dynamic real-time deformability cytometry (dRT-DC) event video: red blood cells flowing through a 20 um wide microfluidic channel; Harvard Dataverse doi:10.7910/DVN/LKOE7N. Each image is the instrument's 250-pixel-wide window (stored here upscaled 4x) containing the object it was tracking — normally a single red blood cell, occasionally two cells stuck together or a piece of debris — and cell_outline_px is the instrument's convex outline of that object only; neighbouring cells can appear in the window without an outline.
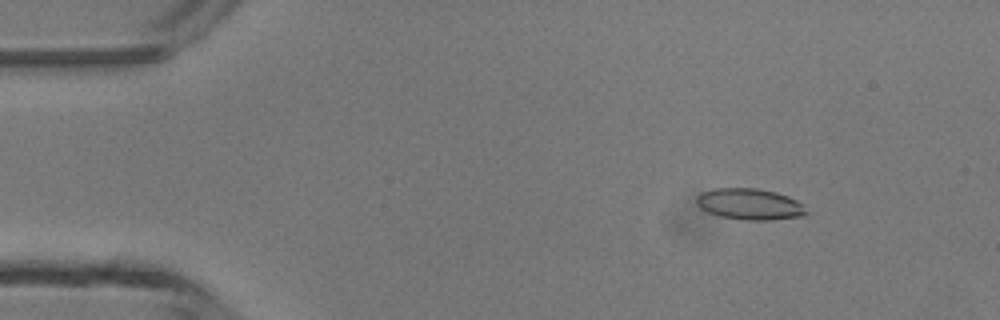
{"species": "common noctule bat (a hibernating species)", "species_latin": "Nyctalus noctula", "temperature_condition": "room temperature", "stored_images_in_passage": 47, "camera_frame_rate_fps": 3000, "um_per_image_px": 0.085, "animal": {"sex": "male", "body_mass_g": 13.3}, "frame": {"image": 1, "passage_image": 6, "time_ms": 1.667, "image_size_px": [1000, 320], "cell_outline_px": [[808, 212], [804, 216], [772, 220], [744, 220], [720, 216], [708, 212], [700, 208], [696, 200], [696, 196], [700, 192], [716, 188], [756, 188], [776, 192], [788, 196], [804, 204]], "centroid_in_image_um": [63.75, 17.35], "position_along_channel_um": 21.3, "area_um2": 20.17}}
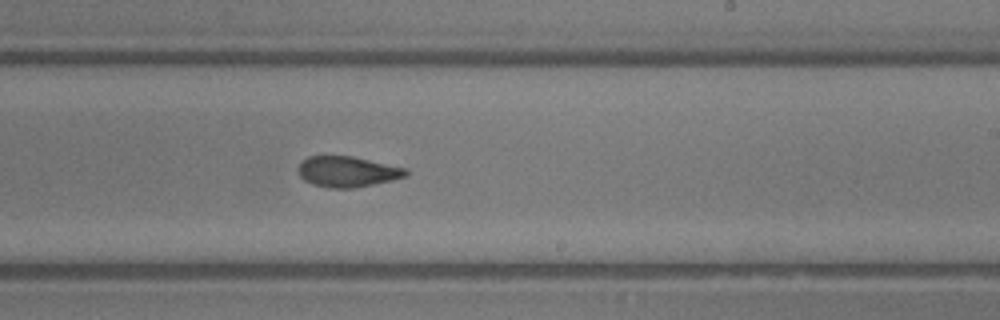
{"frame": {"image": 2, "passage_image": 28, "time_ms": 9.0, "image_size_px": [1000, 320], "cell_outline_px": [[408, 176], [392, 180], [352, 188], [328, 188], [312, 184], [304, 180], [300, 176], [296, 168], [300, 160], [308, 156], [352, 156], [408, 168]], "centroid_in_image_um": [29.5, 14.58], "position_along_channel_um": 259.5, "area_um2": 19.48}}
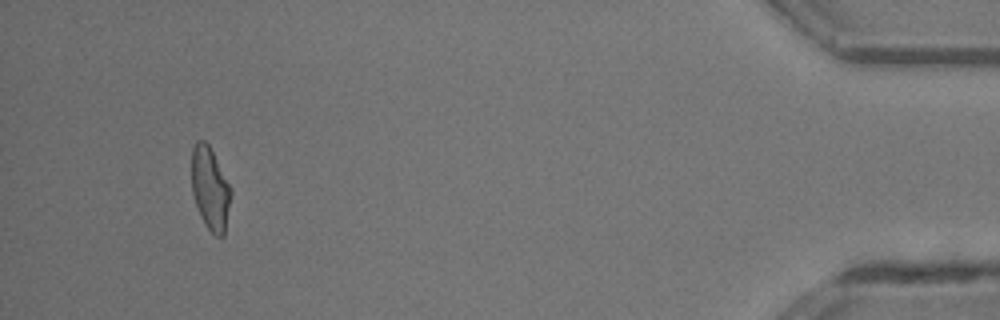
{"frame": {"image": 3, "passage_image": 44, "time_ms": 14.333, "image_size_px": [1000, 320], "cell_outline_px": [[232, 192], [224, 236], [216, 236], [204, 224], [200, 216], [192, 192], [192, 148], [196, 140], [204, 140], [208, 144], [232, 188]], "centroid_in_image_um": [17.87, 16.03], "position_along_channel_um": 417.3, "area_um2": 18.96}, "authors_computed_cell_mechanics": {"area_um2": 19.5364, "velocity_mm_per_s": 4.3865, "shape_relaxation_time_tau1_ms": 9.3301, "shape_relaxation_time_tau2_ms": 2.1768, "deformation_change_tau1": 0.2271, "deformation_change_tau2": 0.0802}}